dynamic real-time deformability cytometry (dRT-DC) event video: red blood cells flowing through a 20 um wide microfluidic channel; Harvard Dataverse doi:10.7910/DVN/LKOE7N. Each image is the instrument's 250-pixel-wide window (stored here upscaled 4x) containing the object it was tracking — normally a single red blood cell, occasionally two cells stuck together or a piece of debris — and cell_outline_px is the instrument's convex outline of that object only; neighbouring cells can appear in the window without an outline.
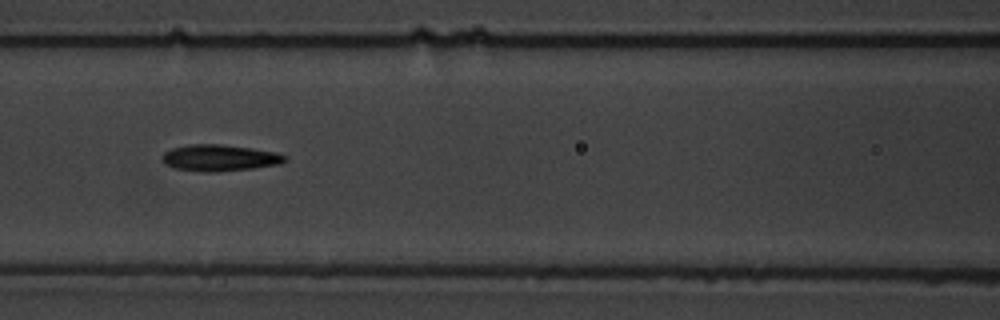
{"species": "common noctule bat (a hibernating species)", "species_latin": "Nyctalus noctula", "temperature_condition": "warm", "stored_images_in_passage": 13, "camera_frame_rate_fps": 3000, "um_per_image_px": 0.085, "animal": {"sex": "male", "body_mass_g": 19.5, "forearm_length_mm": 54.6}, "frame": {"image": 1, "passage_image": 6, "time_ms": 7.0, "image_size_px": [1000, 320], "cell_outline_px": [[288, 160], [280, 164], [252, 168], [216, 172], [204, 172], [176, 168], [164, 164], [164, 152], [172, 148], [188, 144], [220, 144], [252, 148], [276, 152], [288, 156]], "centroid_in_image_um": [18.71, 13.41], "position_along_channel_um": 147.9, "area_um2": 18.9}}
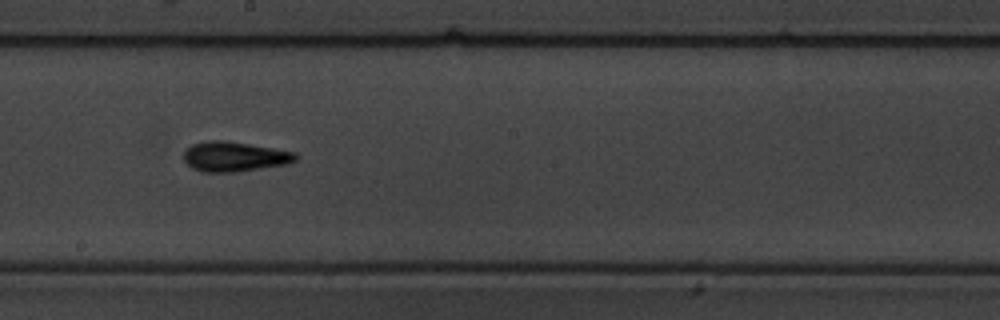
{"frame": {"image": 2, "passage_image": 8, "time_ms": 9.333, "image_size_px": [1000, 320], "cell_outline_px": [[296, 160], [288, 164], [236, 172], [200, 172], [192, 168], [184, 160], [184, 148], [192, 144], [208, 140], [224, 140], [296, 152]], "centroid_in_image_um": [19.88, 13.31], "position_along_channel_um": 228.3, "area_um2": 19.54}}